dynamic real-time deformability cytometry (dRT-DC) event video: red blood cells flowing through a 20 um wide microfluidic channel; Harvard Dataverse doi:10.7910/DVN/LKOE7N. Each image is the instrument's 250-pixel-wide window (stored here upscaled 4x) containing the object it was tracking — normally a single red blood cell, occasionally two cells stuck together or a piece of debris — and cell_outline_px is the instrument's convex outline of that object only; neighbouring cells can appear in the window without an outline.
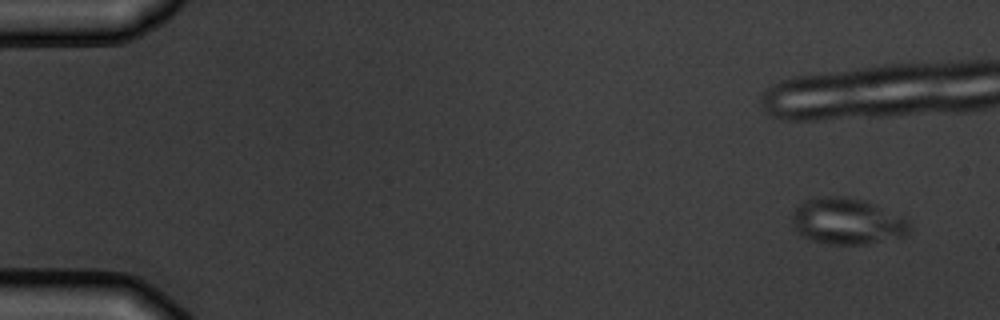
{"species": "common noctule bat (a hibernating species)", "species_latin": "Nyctalus noctula", "temperature_condition": "warm", "stored_images_in_passage": 5, "camera_frame_rate_fps": 3000, "um_per_image_px": 0.085, "animal": {"sex": "male", "body_mass_g": 19.5, "forearm_length_mm": 54.6}, "frame": {"image": 1, "passage_image": 1, "time_ms": 0.0, "image_size_px": [1000, 320], "cell_outline_px": [[912, 228], [908, 236], [868, 244], [828, 244], [808, 240], [796, 228], [792, 220], [792, 212], [800, 204], [808, 200], [824, 196], [848, 196], [872, 204], [900, 216], [908, 220]], "centroid_in_image_um": [72.04, 18.83], "position_along_channel_um": 13.0, "area_um2": 31.5}}